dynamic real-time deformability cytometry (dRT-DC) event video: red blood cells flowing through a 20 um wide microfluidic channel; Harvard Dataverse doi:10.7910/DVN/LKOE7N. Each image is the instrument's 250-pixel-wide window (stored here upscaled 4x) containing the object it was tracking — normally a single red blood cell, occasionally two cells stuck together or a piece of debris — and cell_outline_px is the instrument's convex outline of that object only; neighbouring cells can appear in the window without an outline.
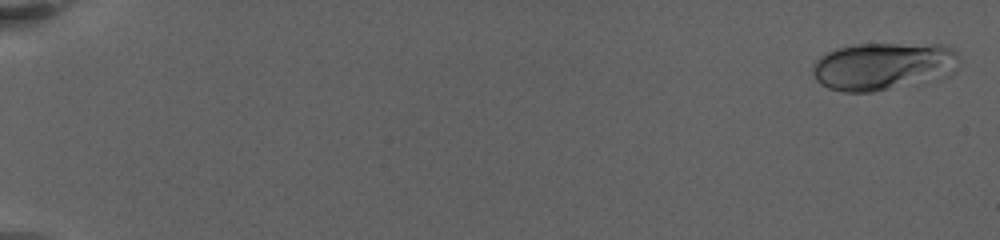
{"species": "human", "species_latin": "Homo sapiens", "temperature_condition": "warm", "stored_images_in_passage": 24, "camera_frame_rate_fps": 3000, "um_per_image_px": 0.085, "donor": {"sex": "female"}, "frame": {"image": 1, "passage_image": 1, "time_ms": 0.0, "image_size_px": [1000, 240], "cell_outline_px": [[956, 52], [936, 64], [888, 88], [872, 92], [844, 92], [828, 88], [820, 84], [816, 80], [812, 72], [812, 68], [816, 60], [820, 56], [836, 48], [856, 44], [940, 44], [956, 48]], "centroid_in_image_um": [74.43, 5.54], "position_along_channel_um": 10.6, "area_um2": 35.49}}
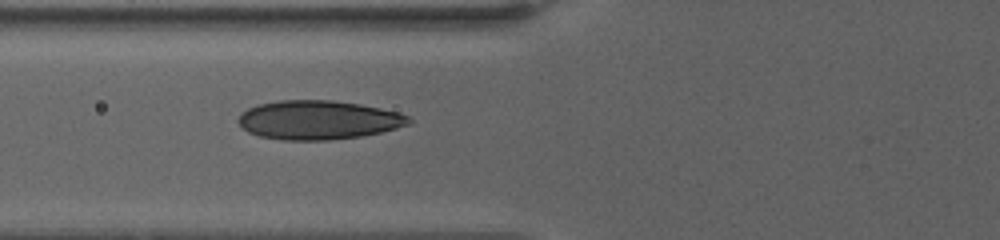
{"frame": {"image": 2, "passage_image": 15, "time_ms": 8.667, "image_size_px": [1000, 240], "cell_outline_px": [[412, 120], [408, 124], [396, 128], [380, 132], [360, 136], [328, 140], [284, 140], [260, 136], [248, 132], [236, 120], [240, 112], [256, 104], [280, 100], [332, 100], [360, 104], [400, 112], [408, 116]], "centroid_in_image_um": [27.02, 10.19], "position_along_channel_um": 98.8, "area_um2": 38.78}}
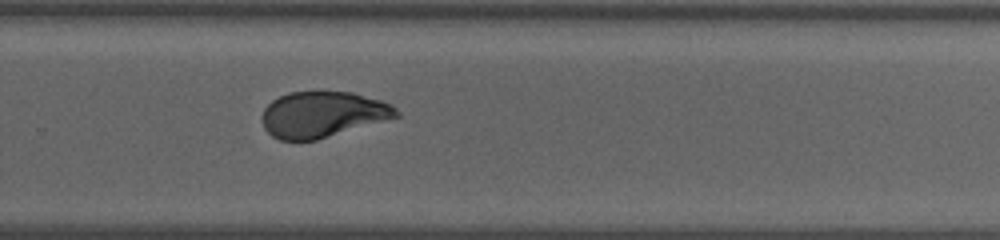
{"frame": {"image": 3, "passage_image": 24, "time_ms": 15.0, "image_size_px": [1000, 240], "cell_outline_px": [[400, 116], [316, 140], [280, 140], [272, 136], [264, 128], [264, 108], [272, 100], [288, 92], [352, 92], [380, 100], [392, 104], [400, 112]], "centroid_in_image_um": [27.45, 9.72], "position_along_channel_um": 302.4, "area_um2": 35.55}}